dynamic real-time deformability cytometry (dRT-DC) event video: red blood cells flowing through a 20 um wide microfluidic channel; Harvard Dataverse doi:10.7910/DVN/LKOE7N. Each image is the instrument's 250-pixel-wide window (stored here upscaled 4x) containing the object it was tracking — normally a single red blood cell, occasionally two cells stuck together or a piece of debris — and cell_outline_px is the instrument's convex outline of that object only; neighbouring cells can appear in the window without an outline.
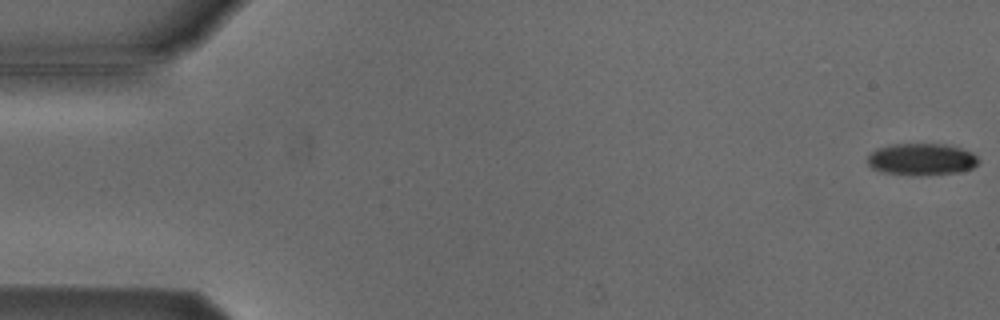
{"species": "Egyptian fruit bat (a non-hibernating species)", "species_latin": "Rousettus aegyptiacus", "temperature_condition": "cold", "stored_images_in_passage": 27, "camera_frame_rate_fps": 3000, "um_per_image_px": 0.085, "animal": {"sex": "male"}, "frame": {"image": 1, "passage_image": 1, "time_ms": 0.0, "image_size_px": [1000, 320], "cell_outline_px": [[980, 160], [972, 168], [960, 172], [920, 176], [908, 176], [884, 172], [872, 168], [868, 164], [868, 156], [876, 148], [892, 144], [944, 144], [960, 148], [972, 152]], "centroid_in_image_um": [78.33, 13.55], "position_along_channel_um": 6.7, "area_um2": 20.81}}
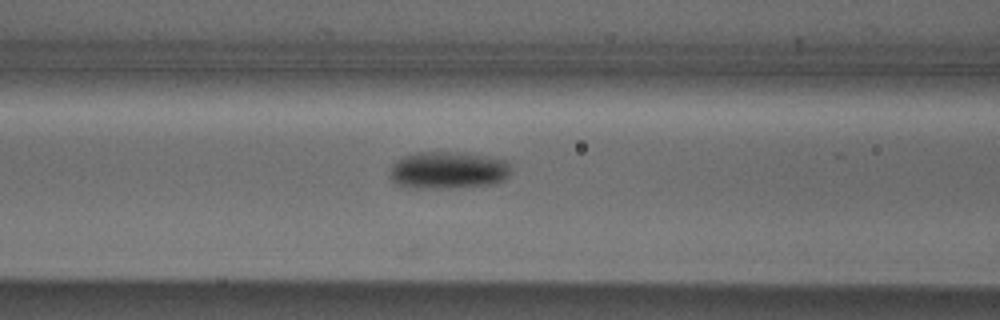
{"frame": {"image": 2, "passage_image": 22, "time_ms": 7.0, "image_size_px": [1000, 320], "cell_outline_px": [[508, 176], [504, 180], [496, 184], [448, 188], [408, 188], [396, 184], [388, 176], [388, 172], [396, 160], [404, 156], [416, 152], [460, 152], [508, 160]], "centroid_in_image_um": [38.03, 14.48], "position_along_channel_um": 128.6, "area_um2": 26.53}}
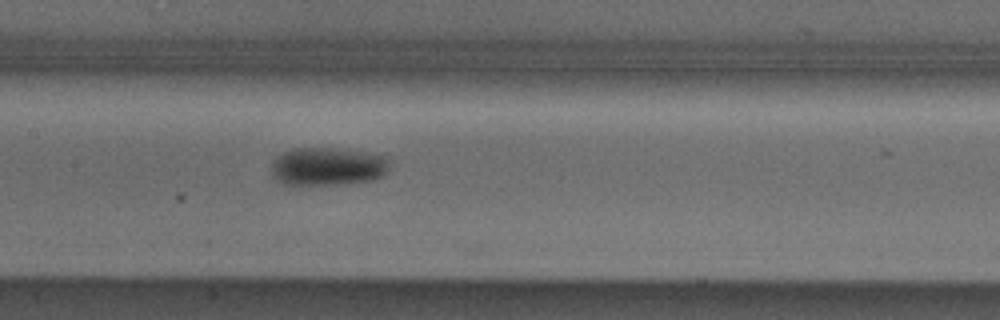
{"frame": {"image": 3, "passage_image": 26, "time_ms": 8.333, "image_size_px": [1000, 320], "cell_outline_px": [[388, 172], [384, 176], [372, 180], [344, 184], [284, 184], [276, 180], [272, 176], [272, 164], [284, 152], [292, 148], [332, 148], [364, 152], [384, 156], [388, 160]], "centroid_in_image_um": [27.87, 14.16], "position_along_channel_um": 179.5, "area_um2": 26.07}}